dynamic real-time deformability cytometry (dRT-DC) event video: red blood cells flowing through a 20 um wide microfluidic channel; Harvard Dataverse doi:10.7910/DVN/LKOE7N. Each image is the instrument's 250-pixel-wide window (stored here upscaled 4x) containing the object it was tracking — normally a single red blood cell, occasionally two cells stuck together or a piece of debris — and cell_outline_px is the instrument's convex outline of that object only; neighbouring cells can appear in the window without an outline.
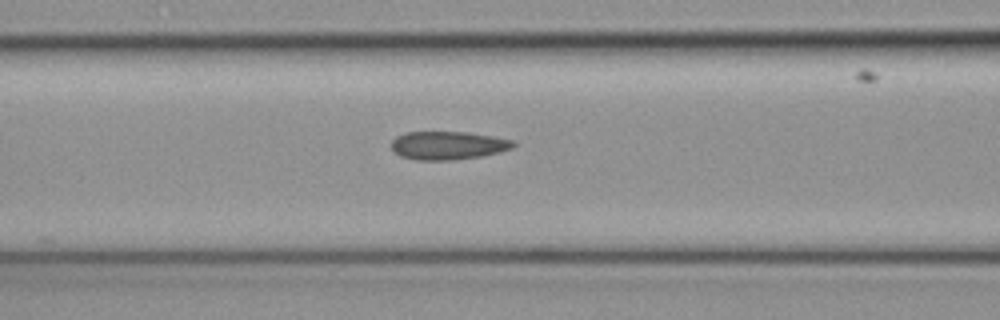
{"species": "common noctule bat (a hibernating species)", "species_latin": "Nyctalus noctula", "temperature_condition": "cold", "stored_images_in_passage": 7, "camera_frame_rate_fps": 3000, "um_per_image_px": 0.085, "animal": {"sex": "female", "body_mass_g": 19.3, "forearm_length_mm": 54.1}, "frame": {"image": 1, "passage_image": 7, "time_ms": 2.0, "image_size_px": [1000, 320], "cell_outline_px": [[516, 144], [512, 148], [500, 152], [480, 156], [448, 160], [416, 160], [400, 156], [392, 148], [392, 140], [396, 136], [404, 132], [468, 132], [492, 136], [512, 140]], "centroid_in_image_um": [38.06, 12.35], "position_along_channel_um": 128.5, "area_um2": 20.0}}